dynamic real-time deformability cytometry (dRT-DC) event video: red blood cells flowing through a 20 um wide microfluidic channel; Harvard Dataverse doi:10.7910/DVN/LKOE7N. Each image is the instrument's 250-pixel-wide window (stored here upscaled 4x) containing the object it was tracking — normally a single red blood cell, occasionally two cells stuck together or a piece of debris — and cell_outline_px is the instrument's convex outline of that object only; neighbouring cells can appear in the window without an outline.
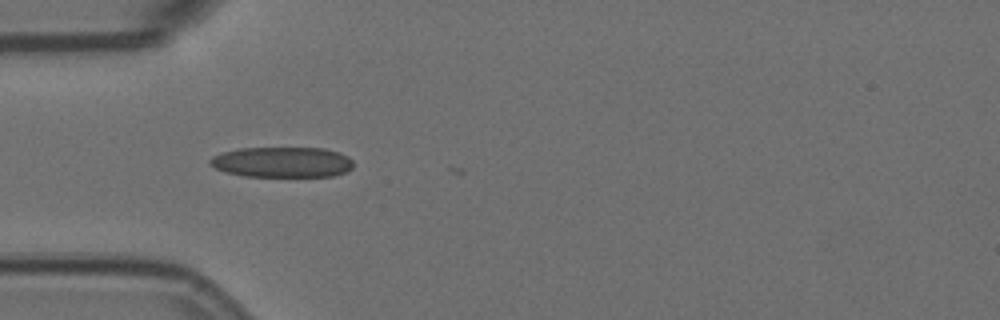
{"species": "Egyptian fruit bat (a non-hibernating species)", "species_latin": "Rousettus aegyptiacus", "temperature_condition": "room temperature", "stored_images_in_passage": 2, "camera_frame_rate_fps": 3000, "um_per_image_px": 0.085, "animal": {"sex": "female"}, "frame": {"image": 1, "passage_image": 1, "time_ms": 0.0, "image_size_px": [1000, 320], "cell_outline_px": [[352, 168], [344, 172], [332, 176], [244, 176], [224, 172], [208, 164], [208, 160], [212, 156], [220, 152], [240, 148], [324, 148], [340, 152], [348, 156], [352, 160]], "centroid_in_image_um": [23.94, 13.77], "position_along_channel_um": 61.1, "area_um2": 25.61}}